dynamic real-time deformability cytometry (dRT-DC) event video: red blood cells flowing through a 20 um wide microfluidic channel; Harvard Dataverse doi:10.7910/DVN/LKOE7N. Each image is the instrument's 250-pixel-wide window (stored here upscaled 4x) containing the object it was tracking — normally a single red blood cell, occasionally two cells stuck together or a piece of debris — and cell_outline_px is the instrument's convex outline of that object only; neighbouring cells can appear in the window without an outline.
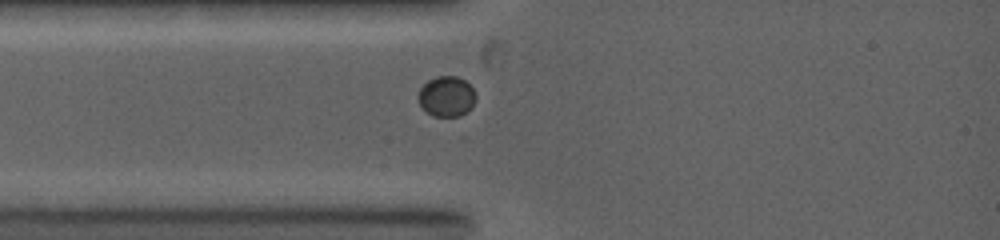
{"species": "common noctule bat (a hibernating species)", "species_latin": "Nyctalus noctula", "temperature_condition": "warm", "stored_images_in_passage": 3, "camera_frame_rate_fps": 5000, "um_per_image_px": 0.085, "animal": {"sex": "female", "body_mass_g": 19.0, "forearm_length_mm": 53.3}, "frame": {"image": 1, "passage_image": 3, "time_ms": 2.4, "image_size_px": [1000, 240], "cell_outline_px": [[476, 100], [460, 116], [432, 116], [420, 104], [416, 96], [420, 88], [428, 80], [436, 76], [456, 76], [464, 80], [476, 92]], "centroid_in_image_um": [37.93, 8.17], "position_along_channel_um": 47.1, "area_um2": 13.41}}